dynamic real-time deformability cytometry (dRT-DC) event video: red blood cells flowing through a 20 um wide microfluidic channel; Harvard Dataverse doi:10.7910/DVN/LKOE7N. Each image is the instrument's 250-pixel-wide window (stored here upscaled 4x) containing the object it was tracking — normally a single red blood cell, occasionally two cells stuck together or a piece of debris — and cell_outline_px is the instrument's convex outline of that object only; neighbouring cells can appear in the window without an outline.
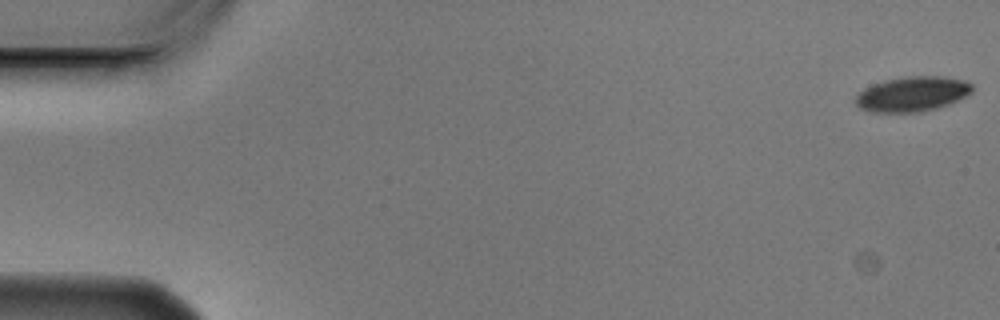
{"species": "Egyptian fruit bat (a non-hibernating species)", "species_latin": "Rousettus aegyptiacus", "temperature_condition": "cold", "stored_images_in_passage": 4, "camera_frame_rate_fps": 3000, "um_per_image_px": 0.085, "animal": {"sex": "male"}, "frame": {"image": 1, "passage_image": 1, "time_ms": 0.0, "image_size_px": [1000, 320], "cell_outline_px": [[972, 92], [948, 104], [936, 108], [920, 112], [872, 112], [860, 108], [856, 104], [856, 96], [864, 88], [888, 80], [908, 76], [944, 76], [964, 80], [972, 84]], "centroid_in_image_um": [77.56, 7.99], "position_along_channel_um": 7.4, "area_um2": 23.41}}
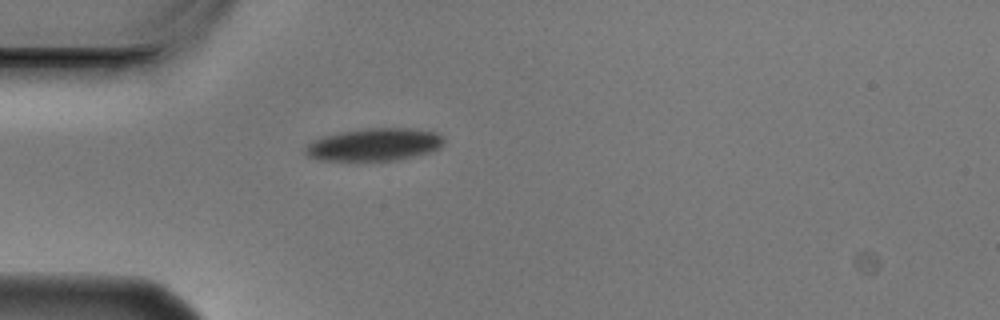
{"frame": {"image": 2, "passage_image": 4, "time_ms": 1.0, "image_size_px": [1000, 320], "cell_outline_px": [[444, 140], [440, 148], [432, 152], [396, 160], [320, 160], [308, 156], [304, 152], [304, 148], [312, 140], [320, 136], [340, 132], [364, 128], [416, 128], [436, 132]], "centroid_in_image_um": [31.8, 12.27], "position_along_channel_um": 53.2, "area_um2": 26.47}}